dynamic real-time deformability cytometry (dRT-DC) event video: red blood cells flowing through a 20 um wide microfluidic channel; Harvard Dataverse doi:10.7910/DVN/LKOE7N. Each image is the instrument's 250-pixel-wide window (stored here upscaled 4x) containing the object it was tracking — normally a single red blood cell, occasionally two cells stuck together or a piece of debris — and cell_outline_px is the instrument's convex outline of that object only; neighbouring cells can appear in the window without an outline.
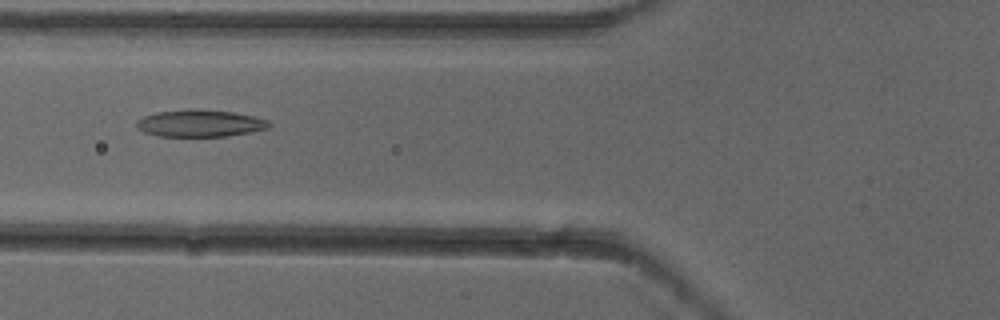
{"species": "common noctule bat (a hibernating species)", "species_latin": "Nyctalus noctula", "temperature_condition": "cold", "stored_images_in_passage": 8, "camera_frame_rate_fps": 3000, "um_per_image_px": 0.085, "animal": {"sex": "female"}, "frame": {"image": 1, "passage_image": 5, "time_ms": 1.333, "image_size_px": [1000, 320], "cell_outline_px": [[272, 124], [268, 128], [228, 136], [160, 136], [144, 132], [136, 128], [136, 120], [144, 116], [156, 112], [188, 108], [196, 108], [236, 112], [268, 120]], "centroid_in_image_um": [16.97, 10.46], "position_along_channel_um": 108.8, "area_um2": 21.1}}
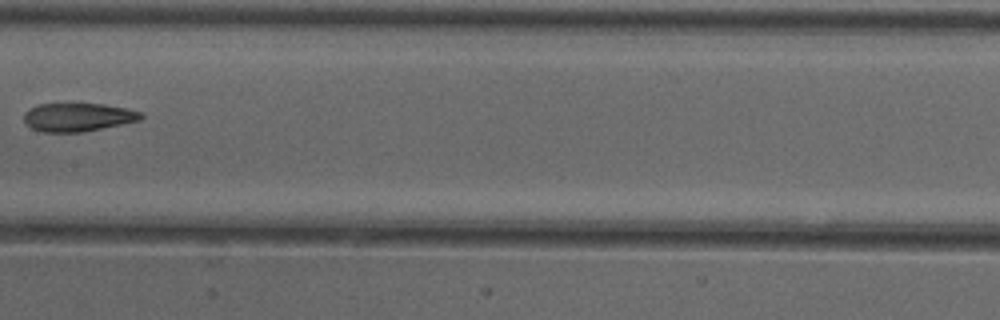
{"frame": {"image": 2, "passage_image": 7, "time_ms": 2.0, "image_size_px": [1000, 320], "cell_outline_px": [[144, 116], [140, 120], [84, 132], [44, 132], [32, 128], [24, 124], [24, 112], [28, 108], [40, 104], [104, 104], [128, 108], [140, 112]], "centroid_in_image_um": [6.6, 9.96], "position_along_channel_um": 200.8, "area_um2": 19.42}}
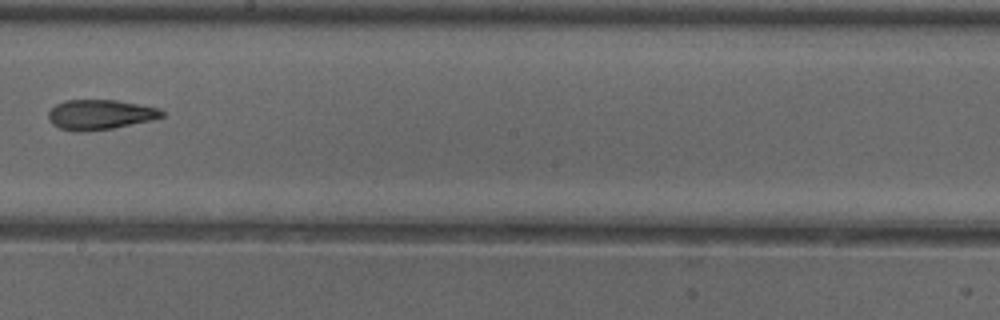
{"frame": {"image": 3, "passage_image": 8, "time_ms": 2.333, "image_size_px": [1000, 320], "cell_outline_px": [[164, 116], [152, 120], [112, 128], [80, 132], [76, 132], [60, 128], [52, 124], [48, 120], [48, 112], [56, 104], [64, 100], [116, 100], [160, 108], [164, 112]], "centroid_in_image_um": [8.49, 9.74], "position_along_channel_um": 239.7, "area_um2": 19.83}}